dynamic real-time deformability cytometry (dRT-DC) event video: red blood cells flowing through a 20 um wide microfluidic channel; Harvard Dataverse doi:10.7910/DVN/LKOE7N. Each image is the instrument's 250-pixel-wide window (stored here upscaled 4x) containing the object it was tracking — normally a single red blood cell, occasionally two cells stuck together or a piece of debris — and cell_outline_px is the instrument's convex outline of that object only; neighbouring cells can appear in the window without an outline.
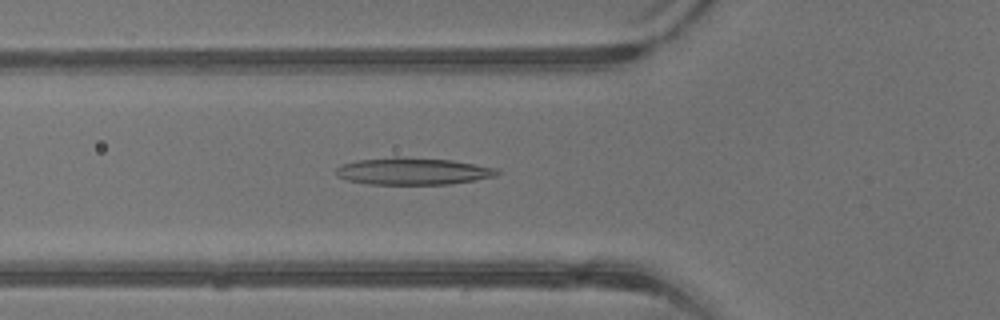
{"species": "common noctule bat (a hibernating species)", "species_latin": "Nyctalus noctula", "temperature_condition": "warm", "stored_images_in_passage": 22, "camera_frame_rate_fps": 3000, "um_per_image_px": 0.085, "animal": {"sex": "male", "body_mass_g": 13.3}, "frame": {"image": 1, "passage_image": 2, "time_ms": 0.333, "image_size_px": [1000, 320], "cell_outline_px": [[500, 172], [496, 176], [476, 180], [448, 184], [368, 184], [348, 180], [336, 176], [336, 168], [340, 164], [360, 160], [396, 156], [452, 160], [496, 168]], "centroid_in_image_um": [35.08, 14.55], "position_along_channel_um": 90.7, "area_um2": 25.37}}
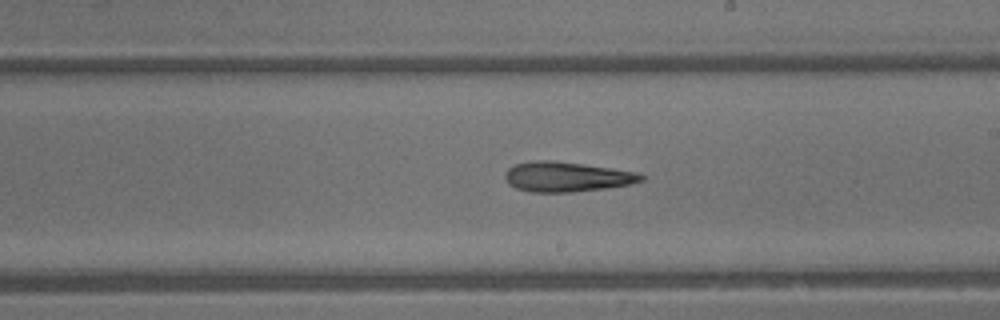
{"frame": {"image": 2, "passage_image": 11, "time_ms": 3.333, "image_size_px": [1000, 320], "cell_outline_px": [[648, 176], [644, 180], [628, 184], [604, 188], [572, 192], [532, 192], [516, 188], [508, 184], [504, 176], [504, 172], [508, 168], [516, 164], [536, 160], [556, 160], [584, 164], [636, 172]], "centroid_in_image_um": [48.15, 15.02], "position_along_channel_um": 240.9, "area_um2": 23.76}}
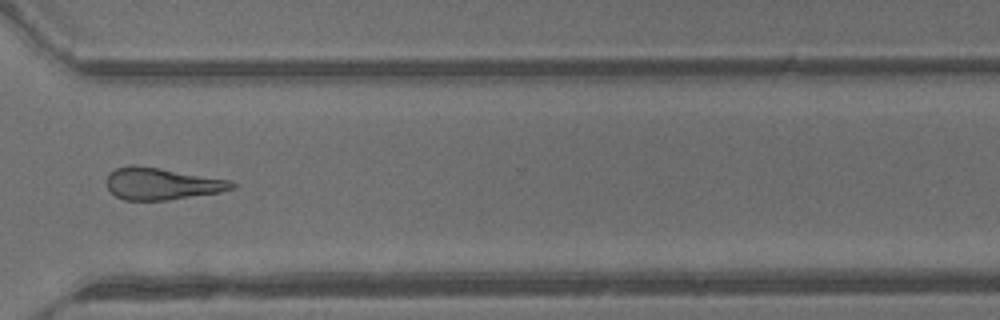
{"frame": {"image": 3, "passage_image": 18, "time_ms": 5.667, "image_size_px": [1000, 320], "cell_outline_px": [[236, 188], [220, 192], [168, 200], [124, 200], [116, 196], [108, 188], [104, 180], [108, 172], [116, 168], [132, 164], [136, 164], [232, 180], [236, 184]], "centroid_in_image_um": [13.73, 15.6], "position_along_channel_um": 356.9, "area_um2": 23.64}}